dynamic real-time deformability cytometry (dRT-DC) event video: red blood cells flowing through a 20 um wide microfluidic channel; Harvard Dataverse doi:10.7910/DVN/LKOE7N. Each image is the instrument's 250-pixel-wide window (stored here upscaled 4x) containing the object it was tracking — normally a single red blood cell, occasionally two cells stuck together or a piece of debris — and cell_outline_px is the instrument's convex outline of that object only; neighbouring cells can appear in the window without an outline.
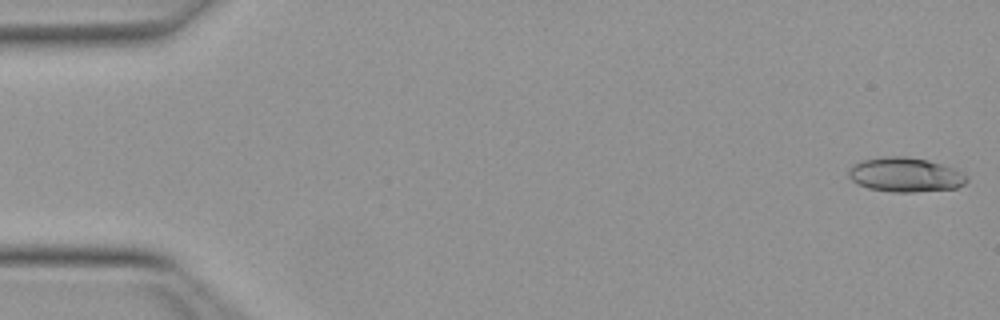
{"species": "Egyptian fruit bat (a non-hibernating species)", "species_latin": "Rousettus aegyptiacus", "temperature_condition": "warm", "stored_images_in_passage": 51, "camera_frame_rate_fps": 3000, "um_per_image_px": 0.085, "animal": {"sex": "female"}, "frame": {"image": 1, "passage_image": 1, "time_ms": 0.0, "image_size_px": [1000, 320], "cell_outline_px": [[968, 180], [964, 184], [956, 188], [912, 192], [892, 192], [868, 188], [856, 184], [848, 176], [848, 168], [852, 164], [860, 160], [884, 156], [904, 156], [928, 160], [952, 168], [968, 176]], "centroid_in_image_um": [76.89, 14.85], "position_along_channel_um": 8.1, "area_um2": 23.81}}
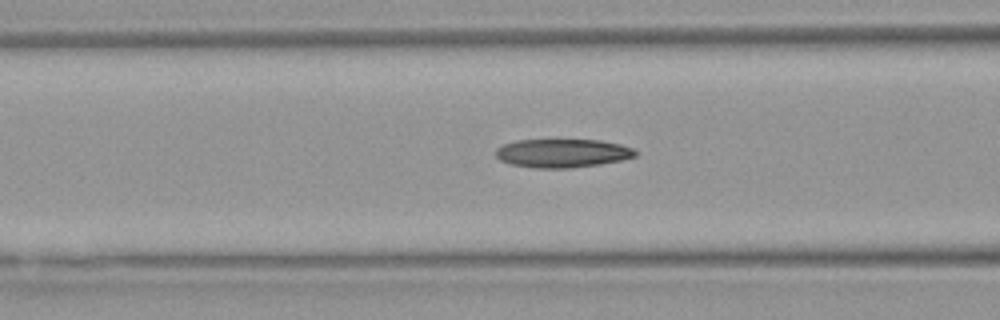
{"frame": {"image": 2, "passage_image": 20, "time_ms": 6.333, "image_size_px": [1000, 320], "cell_outline_px": [[636, 156], [620, 160], [600, 164], [568, 168], [536, 168], [512, 164], [500, 160], [496, 156], [496, 148], [504, 144], [516, 140], [600, 140], [620, 144], [632, 148], [636, 152]], "centroid_in_image_um": [47.79, 13.01], "position_along_channel_um": 118.8, "area_um2": 23.06}}
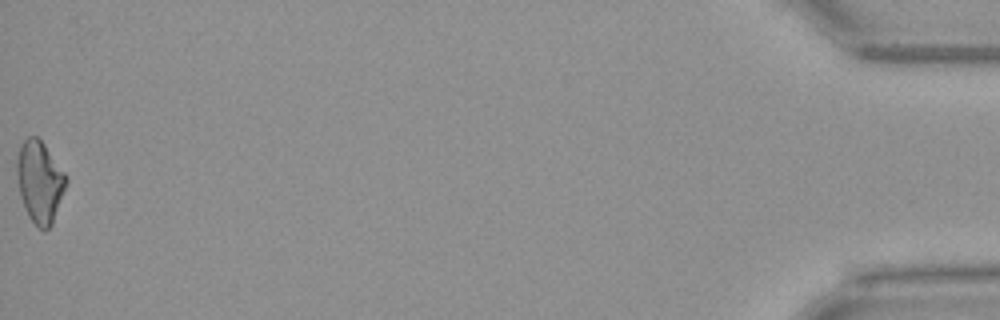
{"frame": {"image": 3, "passage_image": 51, "time_ms": 16.667, "image_size_px": [1000, 320], "cell_outline_px": [[68, 180], [52, 224], [44, 232], [28, 216], [20, 196], [16, 172], [16, 160], [20, 144], [28, 136], [36, 136], [44, 144], [64, 172]], "centroid_in_image_um": [3.36, 15.44], "position_along_channel_um": 431.8, "area_um2": 23.29}, "authors_computed_cell_mechanics": {"area_um2": 23.0622, "velocity_mm_per_s": 4.015, "shape_relaxation_time_tau1_ms": null, "shape_relaxation_time_tau2_ms": 5.8503, "deformation_change_tau1": null, "deformation_change_tau2": 0.1713}}